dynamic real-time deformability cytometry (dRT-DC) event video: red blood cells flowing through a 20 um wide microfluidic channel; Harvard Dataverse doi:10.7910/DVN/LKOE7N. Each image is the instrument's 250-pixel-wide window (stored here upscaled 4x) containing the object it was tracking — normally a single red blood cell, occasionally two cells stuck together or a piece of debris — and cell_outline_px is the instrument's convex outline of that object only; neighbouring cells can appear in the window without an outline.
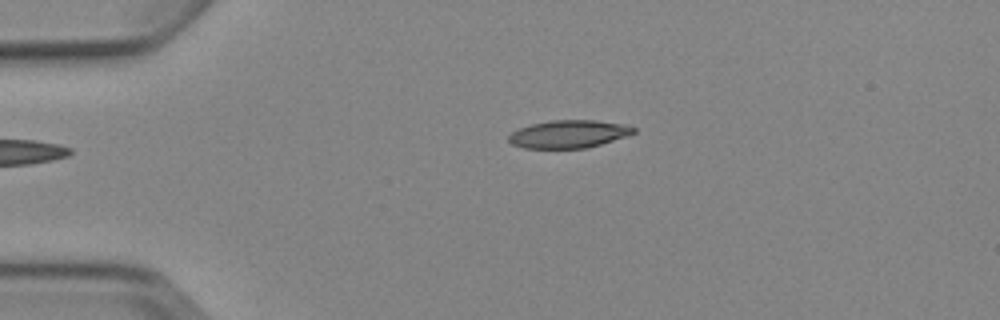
{"species": "Egyptian fruit bat (a non-hibernating species)", "species_latin": "Rousettus aegyptiacus", "temperature_condition": "cold", "stored_images_in_passage": 3, "camera_frame_rate_fps": 3000, "um_per_image_px": 0.085, "animal": {"sex": "female"}, "frame": {"image": 1, "passage_image": 3, "time_ms": 2.333, "image_size_px": [1000, 320], "cell_outline_px": [[636, 132], [628, 136], [600, 144], [584, 148], [524, 148], [512, 144], [508, 140], [508, 136], [512, 132], [520, 128], [532, 124], [548, 120], [596, 120], [620, 124], [636, 128]], "centroid_in_image_um": [48.33, 11.39], "position_along_channel_um": 36.7, "area_um2": 20.11}}